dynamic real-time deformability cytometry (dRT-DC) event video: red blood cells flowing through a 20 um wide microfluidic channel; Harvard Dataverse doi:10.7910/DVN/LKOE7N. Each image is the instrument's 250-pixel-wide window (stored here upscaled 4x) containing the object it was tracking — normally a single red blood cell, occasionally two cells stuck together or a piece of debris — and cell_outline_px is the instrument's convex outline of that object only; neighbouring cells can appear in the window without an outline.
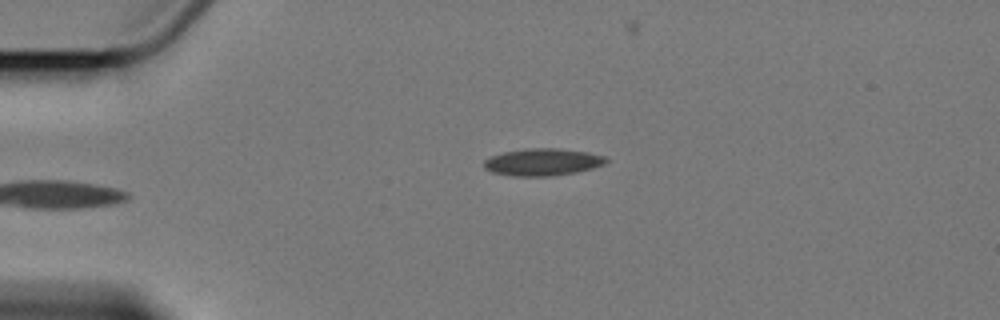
{"species": "Egyptian fruit bat (a non-hibernating species)", "species_latin": "Rousettus aegyptiacus", "temperature_condition": "cold", "stored_images_in_passage": 5, "camera_frame_rate_fps": 3000, "um_per_image_px": 0.085, "animal": {"sex": "female"}, "frame": {"image": 1, "passage_image": 5, "time_ms": 4.667, "image_size_px": [1000, 320], "cell_outline_px": [[608, 160], [604, 164], [592, 168], [576, 172], [552, 176], [512, 176], [492, 172], [484, 168], [484, 160], [492, 156], [504, 152], [532, 148], [556, 148], [588, 152], [604, 156]], "centroid_in_image_um": [46.12, 13.78], "position_along_channel_um": 38.9, "area_um2": 19.19}}